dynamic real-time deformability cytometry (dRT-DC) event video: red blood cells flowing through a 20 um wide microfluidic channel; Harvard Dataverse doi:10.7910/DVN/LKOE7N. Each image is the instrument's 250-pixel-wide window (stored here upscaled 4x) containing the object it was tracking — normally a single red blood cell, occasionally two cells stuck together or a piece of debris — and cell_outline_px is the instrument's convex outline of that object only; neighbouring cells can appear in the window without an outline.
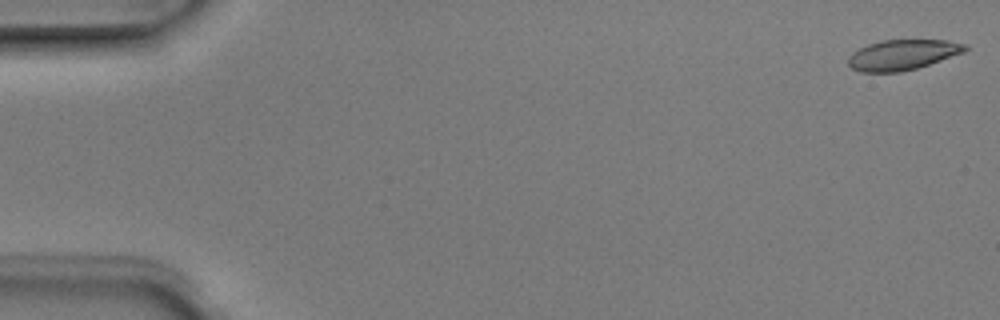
{"species": "Egyptian fruit bat (a non-hibernating species)", "species_latin": "Rousettus aegyptiacus", "temperature_condition": "room temperature", "stored_images_in_passage": 5, "camera_frame_rate_fps": 3000, "um_per_image_px": 0.085, "animal": {"sex": "male"}, "frame": {"image": 1, "passage_image": 1, "time_ms": 0.0, "image_size_px": [1000, 320], "cell_outline_px": [[968, 48], [964, 52], [916, 68], [900, 72], [860, 72], [852, 68], [848, 64], [848, 56], [852, 52], [868, 44], [880, 40], [948, 40], [968, 44]], "centroid_in_image_um": [76.7, 4.65], "position_along_channel_um": 8.3, "area_um2": 20.63}}
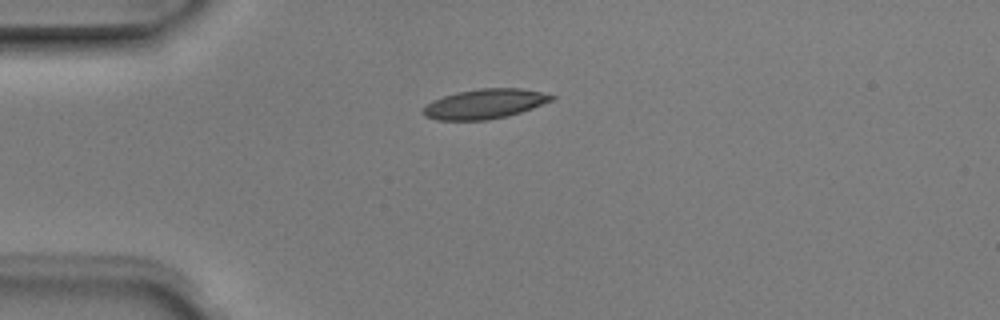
{"frame": {"image": 2, "passage_image": 3, "time_ms": 0.667, "image_size_px": [1000, 320], "cell_outline_px": [[556, 100], [508, 116], [488, 120], [436, 120], [424, 116], [420, 112], [432, 100], [456, 92], [480, 88], [520, 88], [540, 92], [556, 96]], "centroid_in_image_um": [41.2, 8.83], "position_along_channel_um": 43.8, "area_um2": 22.37}}
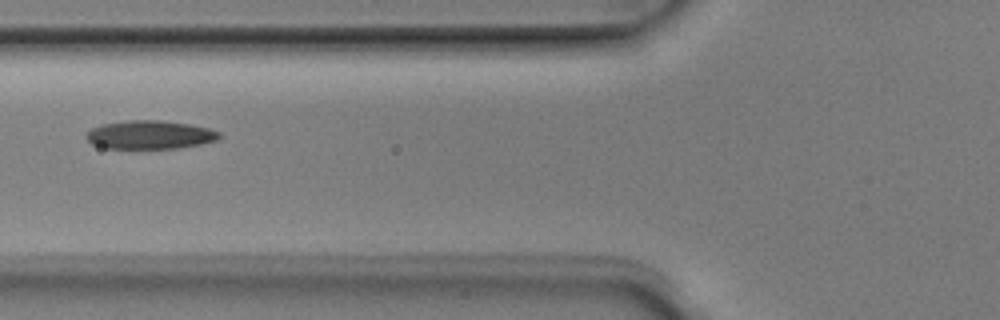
{"frame": {"image": 3, "passage_image": 5, "time_ms": 1.333, "image_size_px": [1000, 320], "cell_outline_px": [[220, 136], [216, 140], [200, 144], [180, 148], [104, 148], [92, 144], [84, 136], [92, 128], [104, 124], [128, 120], [160, 120], [188, 124], [208, 128], [220, 132]], "centroid_in_image_um": [12.73, 11.46], "position_along_channel_um": 113.1, "area_um2": 21.91}}